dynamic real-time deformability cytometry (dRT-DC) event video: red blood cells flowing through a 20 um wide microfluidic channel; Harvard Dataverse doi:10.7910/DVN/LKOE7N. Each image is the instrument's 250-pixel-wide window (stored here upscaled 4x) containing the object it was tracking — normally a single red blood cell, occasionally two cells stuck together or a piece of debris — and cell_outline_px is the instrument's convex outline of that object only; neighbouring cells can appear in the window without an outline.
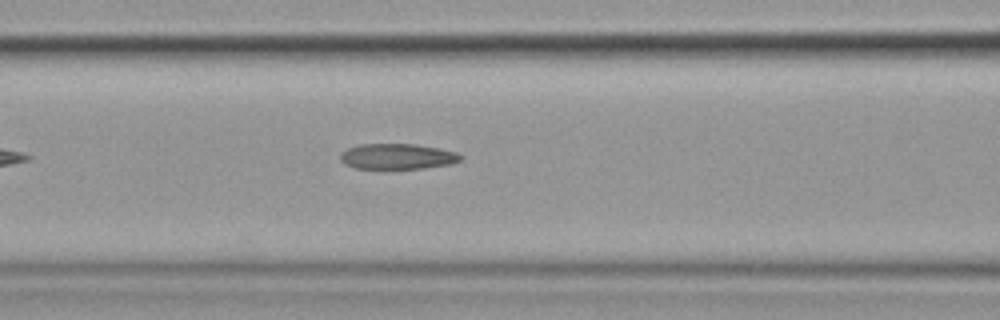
{"species": "common noctule bat (a hibernating species)", "species_latin": "Nyctalus noctula", "temperature_condition": "cold", "stored_images_in_passage": 4, "camera_frame_rate_fps": 3000, "um_per_image_px": 0.085, "animal": {"sex": "female", "body_mass_g": 19.9}, "frame": {"image": 1, "passage_image": 4, "time_ms": 4.333, "image_size_px": [1000, 320], "cell_outline_px": [[464, 156], [460, 160], [452, 164], [424, 168], [356, 168], [344, 164], [340, 160], [340, 152], [348, 148], [360, 144], [416, 144], [456, 152]], "centroid_in_image_um": [33.77, 13.29], "position_along_channel_um": 132.8, "area_um2": 17.86}}